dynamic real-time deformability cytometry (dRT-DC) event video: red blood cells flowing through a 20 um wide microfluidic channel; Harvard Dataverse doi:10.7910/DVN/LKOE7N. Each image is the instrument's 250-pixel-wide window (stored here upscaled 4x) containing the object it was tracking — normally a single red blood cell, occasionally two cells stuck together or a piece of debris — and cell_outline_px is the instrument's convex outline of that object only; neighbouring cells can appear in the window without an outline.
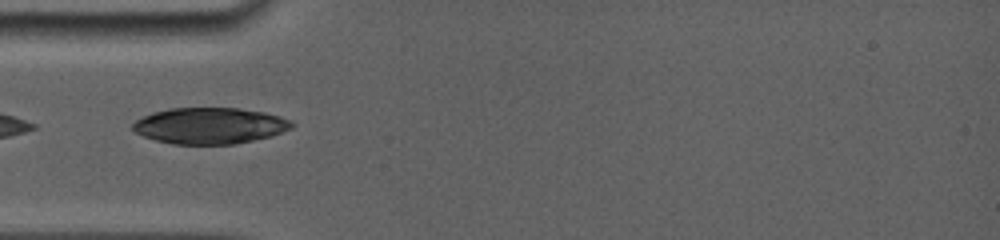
{"species": "common noctule bat (a hibernating species)", "species_latin": "Nyctalus noctula", "temperature_condition": "room temperature", "stored_images_in_passage": 13, "camera_frame_rate_fps": 5000, "um_per_image_px": 0.085, "animal": {"sex": "female", "body_mass_g": 19.0, "forearm_length_mm": 56.7}, "frame": {"image": 1, "passage_image": 1, "time_ms": 0.0, "image_size_px": [1000, 240], "cell_outline_px": [[296, 124], [292, 128], [272, 136], [236, 144], [172, 144], [156, 140], [144, 136], [136, 132], [132, 128], [132, 124], [136, 120], [152, 112], [168, 108], [240, 108], [264, 112], [280, 116], [292, 120]], "centroid_in_image_um": [17.87, 10.68], "position_along_channel_um": 67.1, "area_um2": 33.76}}